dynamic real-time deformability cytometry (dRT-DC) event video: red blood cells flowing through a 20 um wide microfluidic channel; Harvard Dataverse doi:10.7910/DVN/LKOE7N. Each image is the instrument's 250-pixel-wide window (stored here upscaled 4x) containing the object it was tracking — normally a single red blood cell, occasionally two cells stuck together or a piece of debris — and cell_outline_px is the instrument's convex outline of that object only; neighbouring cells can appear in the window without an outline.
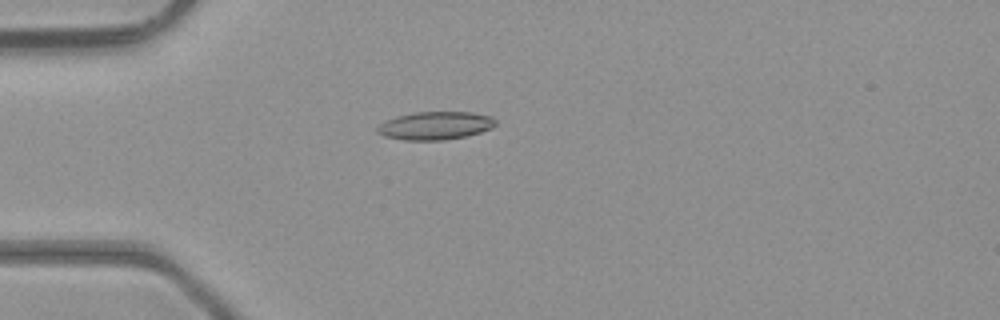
{"species": "common noctule bat (a hibernating species)", "species_latin": "Nyctalus noctula", "temperature_condition": "room temperature", "stored_images_in_passage": 37, "camera_frame_rate_fps": 3000, "um_per_image_px": 0.085, "animal": {"sex": "male", "body_mass_g": 23.1, "forearm_length_mm": 52.7}, "frame": {"image": 1, "passage_image": 3, "time_ms": 0.667, "image_size_px": [1000, 320], "cell_outline_px": [[496, 124], [492, 128], [468, 136], [444, 140], [404, 140], [384, 136], [376, 132], [376, 128], [380, 124], [396, 116], [416, 112], [472, 112], [492, 116], [496, 120]], "centroid_in_image_um": [37.02, 10.68], "position_along_channel_um": 48.0, "area_um2": 19.42}}
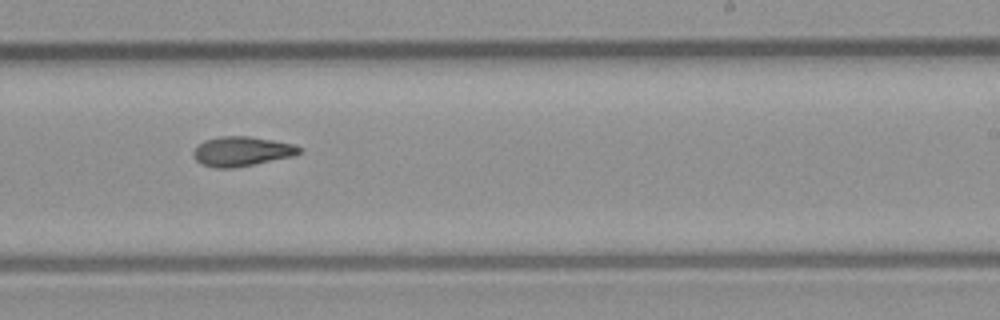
{"frame": {"image": 2, "passage_image": 19, "time_ms": 6.0, "image_size_px": [1000, 320], "cell_outline_px": [[300, 152], [292, 156], [232, 168], [216, 168], [200, 164], [192, 156], [192, 152], [196, 144], [204, 140], [220, 136], [248, 136], [296, 144], [300, 148]], "centroid_in_image_um": [20.47, 12.85], "position_along_channel_um": 268.5, "area_um2": 18.26}}
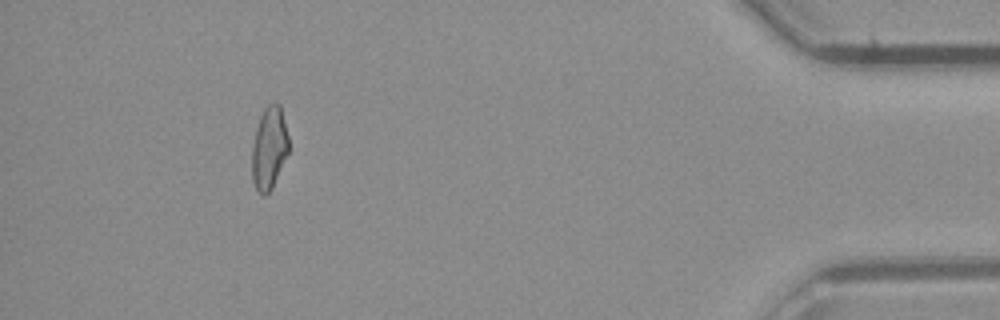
{"frame": {"image": 3, "passage_image": 33, "time_ms": 10.667, "image_size_px": [1000, 320], "cell_outline_px": [[288, 152], [272, 188], [264, 196], [256, 188], [252, 180], [252, 144], [256, 128], [260, 116], [264, 108], [268, 104], [280, 104], [288, 136]], "centroid_in_image_um": [22.86, 12.58], "position_along_channel_um": 412.3, "area_um2": 17.46}, "authors_computed_cell_mechanics": {"area_um2": 18.0336, "velocity_mm_per_s": 4.4279, "shape_relaxation_time_tau1_ms": null, "shape_relaxation_time_tau2_ms": 5.1764, "deformation_change_tau1": null, "deformation_change_tau2": 0.1383}}